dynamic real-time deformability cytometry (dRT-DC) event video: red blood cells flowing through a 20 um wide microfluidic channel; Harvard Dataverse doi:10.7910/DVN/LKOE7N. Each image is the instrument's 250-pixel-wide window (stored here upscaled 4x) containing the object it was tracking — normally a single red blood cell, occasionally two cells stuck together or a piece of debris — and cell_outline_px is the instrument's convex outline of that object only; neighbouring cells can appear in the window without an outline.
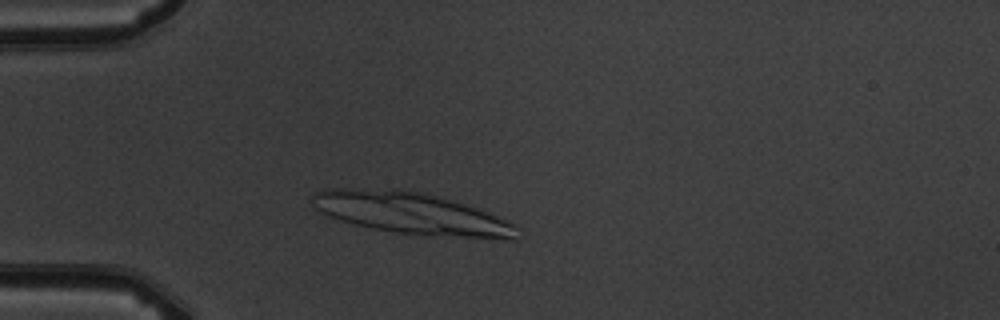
{"species": "common noctule bat (a hibernating species)", "species_latin": "Nyctalus noctula", "temperature_condition": "warm", "stored_images_in_passage": 4, "camera_frame_rate_fps": 3000, "um_per_image_px": 0.085, "animal": {"sex": "male", "body_mass_g": 19.5, "forearm_length_mm": 54.6}, "frame": {"image": 1, "passage_image": 3, "time_ms": 2.333, "image_size_px": [1000, 320], "cell_outline_px": [[520, 228], [516, 240], [512, 240], [396, 232], [356, 224], [332, 216], [316, 208], [308, 200], [316, 192], [332, 188], [392, 188], [420, 192], [452, 200], [464, 204], [496, 216], [516, 224]], "centroid_in_image_um": [35.0, 18.11], "position_along_channel_um": 50.0, "area_um2": 48.9}}